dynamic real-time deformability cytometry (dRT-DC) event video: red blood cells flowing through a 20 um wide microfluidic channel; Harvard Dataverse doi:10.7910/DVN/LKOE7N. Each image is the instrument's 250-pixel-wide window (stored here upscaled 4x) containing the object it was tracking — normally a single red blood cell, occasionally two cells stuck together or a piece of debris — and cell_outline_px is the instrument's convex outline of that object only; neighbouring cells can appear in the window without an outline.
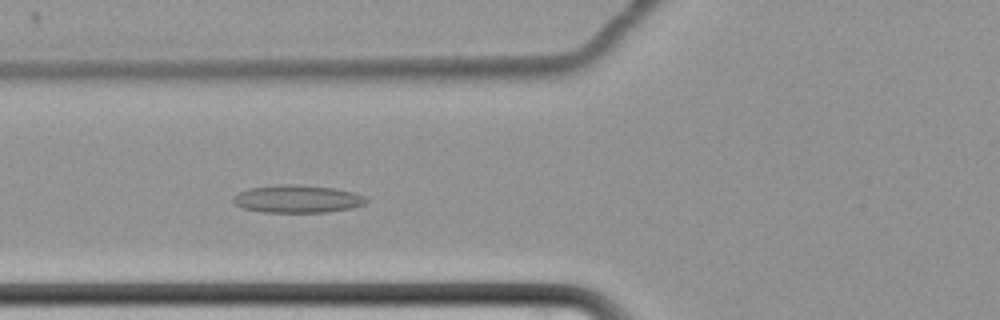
{"species": "common noctule bat (a hibernating species)", "species_latin": "Nyctalus noctula", "temperature_condition": "cold", "stored_images_in_passage": 65, "camera_frame_rate_fps": 3000, "um_per_image_px": 0.085, "animal": {"sex": "female", "body_mass_g": 22.7, "forearm_length_mm": 54.2}, "frame": {"image": 1, "passage_image": 28, "time_ms": 9.0, "image_size_px": [1000, 320], "cell_outline_px": [[368, 200], [364, 204], [352, 208], [324, 212], [264, 212], [244, 208], [236, 204], [232, 200], [240, 192], [252, 188], [280, 184], [296, 184], [332, 188], [352, 192], [364, 196]], "centroid_in_image_um": [25.3, 16.91], "position_along_channel_um": 100.5, "area_um2": 21.1}}
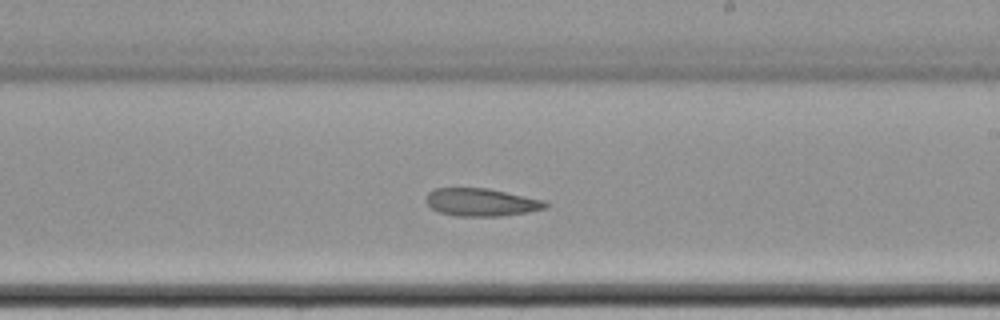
{"frame": {"image": 2, "passage_image": 41, "time_ms": 13.333, "image_size_px": [1000, 320], "cell_outline_px": [[548, 204], [544, 208], [528, 212], [500, 216], [456, 216], [440, 212], [432, 208], [424, 200], [428, 192], [436, 188], [488, 188], [544, 200]], "centroid_in_image_um": [40.88, 17.19], "position_along_channel_um": 248.1, "area_um2": 19.25}}
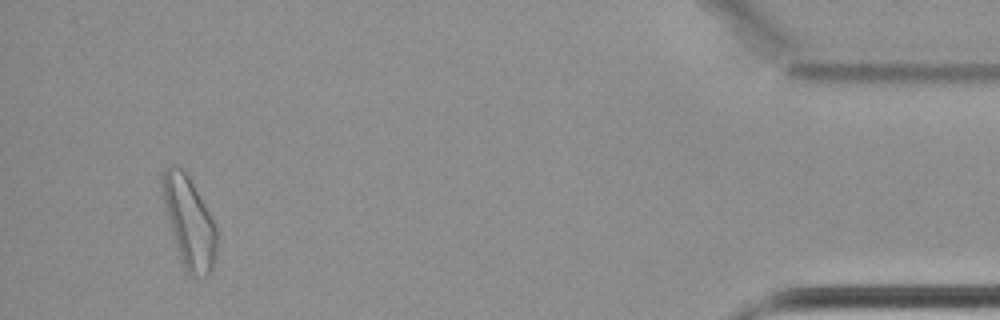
{"frame": {"image": 3, "passage_image": 62, "time_ms": 20.333, "image_size_px": [1000, 320], "cell_outline_px": [[216, 256], [212, 268], [204, 276], [192, 276], [188, 272], [180, 256], [168, 220], [164, 204], [160, 180], [164, 168], [168, 164], [172, 164], [180, 168], [188, 176], [216, 224]], "centroid_in_image_um": [16.07, 18.83], "position_along_channel_um": 419.1, "area_um2": 28.15}}